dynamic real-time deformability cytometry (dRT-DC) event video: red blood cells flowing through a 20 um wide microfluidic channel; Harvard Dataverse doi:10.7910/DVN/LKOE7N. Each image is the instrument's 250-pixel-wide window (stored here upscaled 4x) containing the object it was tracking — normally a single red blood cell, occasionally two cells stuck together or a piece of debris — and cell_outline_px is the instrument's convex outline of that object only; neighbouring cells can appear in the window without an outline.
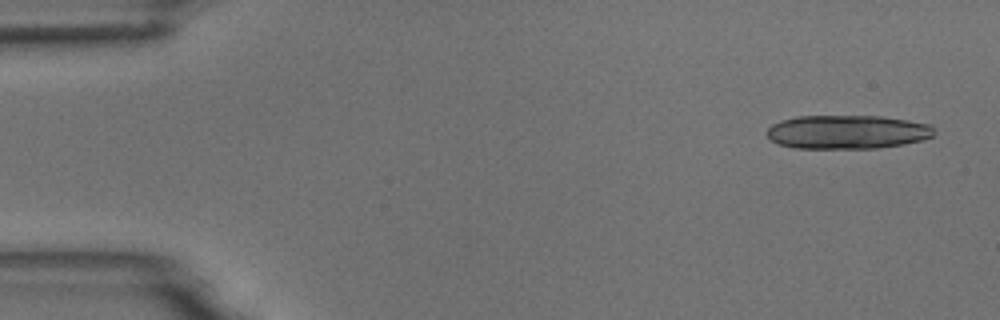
{"species": "common noctule bat (a hibernating species)", "species_latin": "Nyctalus noctula", "temperature_condition": "room temperature", "stored_images_in_passage": 6, "camera_frame_rate_fps": 3000, "um_per_image_px": 0.085, "animal": {"sex": "male", "body_mass_g": 18.8}, "frame": {"image": 1, "passage_image": 1, "time_ms": 0.0, "image_size_px": [1000, 320], "cell_outline_px": [[936, 132], [932, 136], [924, 140], [904, 144], [876, 148], [796, 148], [776, 144], [768, 136], [768, 128], [772, 124], [780, 120], [796, 116], [880, 116], [908, 120], [932, 124]], "centroid_in_image_um": [72.05, 11.21], "position_along_channel_um": 13.0, "area_um2": 33.18}}